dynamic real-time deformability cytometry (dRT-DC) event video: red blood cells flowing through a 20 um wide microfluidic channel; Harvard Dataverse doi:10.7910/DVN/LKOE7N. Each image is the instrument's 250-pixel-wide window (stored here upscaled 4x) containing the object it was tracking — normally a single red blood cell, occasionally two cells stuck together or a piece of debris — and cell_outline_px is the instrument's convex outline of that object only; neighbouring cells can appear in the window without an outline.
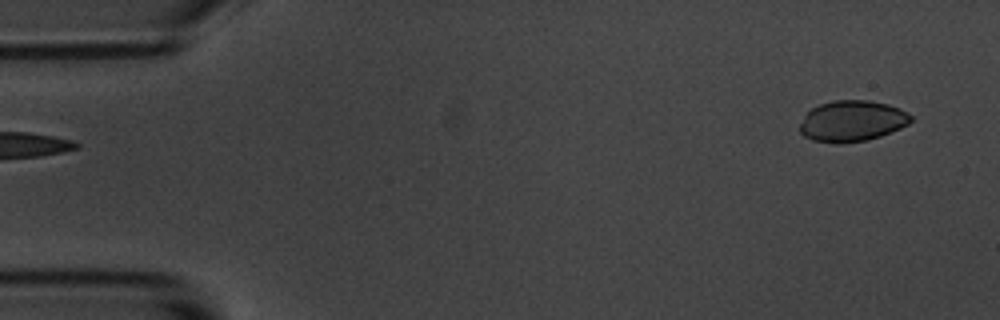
{"species": "common noctule bat (a hibernating species)", "species_latin": "Nyctalus noctula", "temperature_condition": "room temperature", "stored_images_in_passage": 54, "camera_frame_rate_fps": 3000, "um_per_image_px": 0.085, "animal": {"sex": "male", "body_mass_g": 20.1, "forearm_length_mm": 53.5}, "frame": {"image": 1, "passage_image": 1, "time_ms": 0.0, "image_size_px": [1000, 320], "cell_outline_px": [[912, 120], [908, 124], [900, 128], [880, 136], [868, 140], [840, 144], [836, 144], [812, 140], [804, 136], [800, 132], [800, 124], [804, 116], [812, 108], [820, 104], [836, 100], [868, 100], [888, 104], [900, 108], [912, 116]], "centroid_in_image_um": [72.42, 10.3], "position_along_channel_um": 12.6, "area_um2": 26.59}}
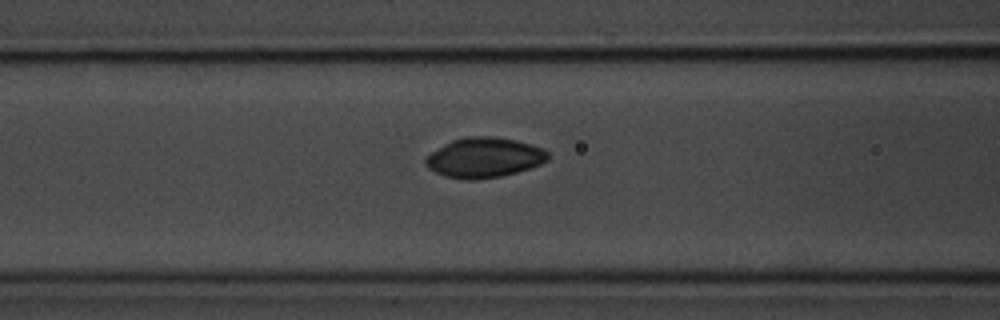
{"frame": {"image": 2, "passage_image": 20, "time_ms": 6.333, "image_size_px": [1000, 320], "cell_outline_px": [[548, 160], [540, 164], [516, 172], [500, 176], [476, 180], [468, 180], [444, 176], [428, 168], [424, 164], [424, 160], [432, 152], [452, 140], [464, 136], [492, 136], [516, 140], [540, 148], [548, 152]], "centroid_in_image_um": [41.12, 13.4], "position_along_channel_um": 125.5, "area_um2": 28.26}}
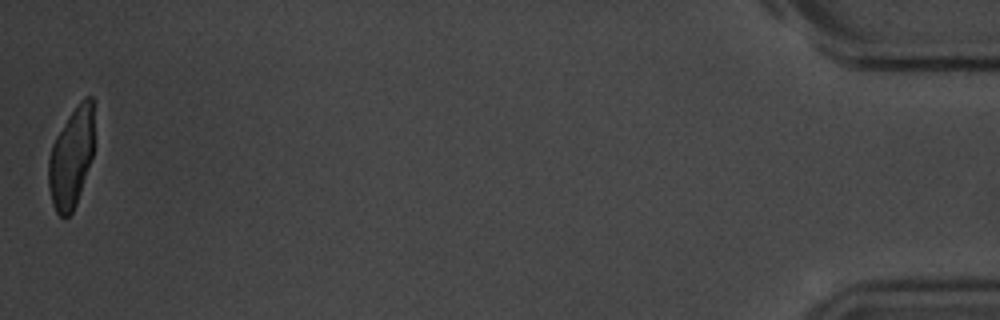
{"frame": {"image": 3, "passage_image": 54, "time_ms": 17.667, "image_size_px": [1000, 320], "cell_outline_px": [[92, 156], [76, 204], [72, 212], [68, 216], [60, 216], [56, 212], [52, 204], [48, 184], [48, 160], [52, 144], [56, 136], [68, 116], [80, 100], [84, 96], [92, 96]], "centroid_in_image_um": [6.02, 13.41], "position_along_channel_um": 429.2, "area_um2": 26.18}, "authors_computed_cell_mechanics": {"area_um2": 28.1486, "velocity_mm_per_s": 3.5191, "shape_relaxation_time_tau1_ms": 1.9588, "shape_relaxation_time_tau2_ms": null, "deformation_change_tau1": 0.0558, "deformation_change_tau2": null}}